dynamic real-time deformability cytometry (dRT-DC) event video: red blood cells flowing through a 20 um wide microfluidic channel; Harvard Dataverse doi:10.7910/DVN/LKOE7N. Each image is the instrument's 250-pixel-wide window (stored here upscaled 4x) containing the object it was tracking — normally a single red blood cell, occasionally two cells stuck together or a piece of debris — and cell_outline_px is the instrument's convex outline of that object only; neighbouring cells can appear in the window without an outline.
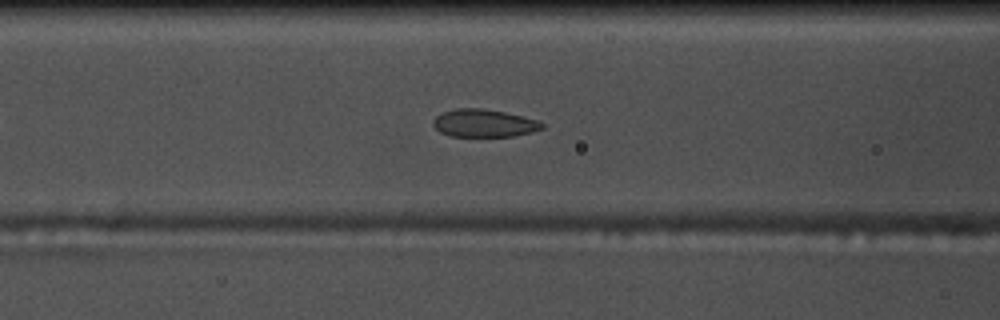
{"species": "common noctule bat (a hibernating species)", "species_latin": "Nyctalus noctula", "temperature_condition": "warm", "stored_images_in_passage": 47, "camera_frame_rate_fps": 3000, "um_per_image_px": 0.085, "animal": {"sex": "male", "body_mass_g": 17.5, "forearm_length_mm": 52.3}, "frame": {"image": 1, "passage_image": 13, "time_ms": 4.0, "image_size_px": [1000, 320], "cell_outline_px": [[544, 128], [532, 132], [512, 136], [452, 136], [440, 132], [432, 124], [432, 120], [436, 116], [444, 112], [456, 108], [480, 108], [504, 112], [524, 116], [536, 120], [544, 124]], "centroid_in_image_um": [41.14, 10.47], "position_along_channel_um": 125.5, "area_um2": 17.51}}
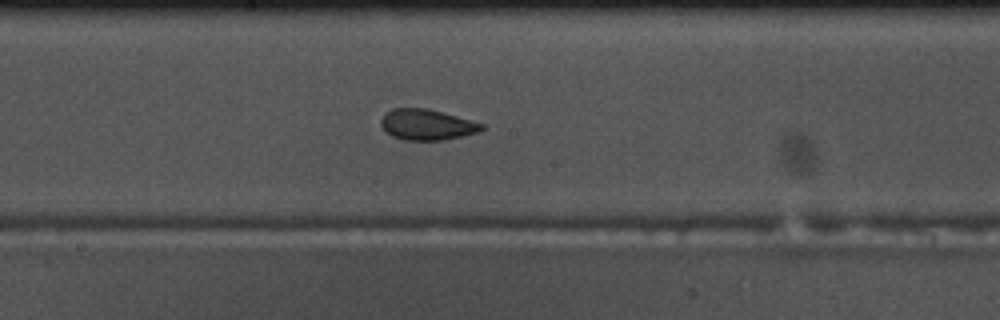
{"frame": {"image": 2, "passage_image": 20, "time_ms": 6.333, "image_size_px": [1000, 320], "cell_outline_px": [[484, 128], [480, 132], [464, 136], [444, 140], [404, 140], [392, 136], [380, 124], [380, 120], [384, 112], [392, 108], [428, 108], [484, 124]], "centroid_in_image_um": [36.28, 10.59], "position_along_channel_um": 211.9, "area_um2": 18.15}}
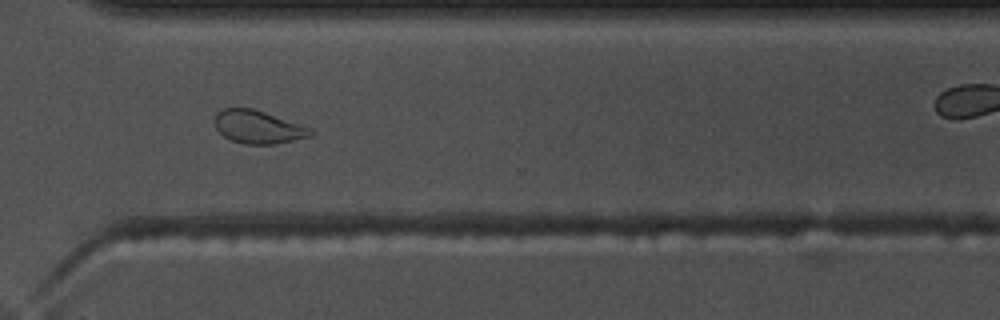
{"frame": {"image": 3, "passage_image": 31, "time_ms": 10.0, "image_size_px": [1000, 320], "cell_outline_px": [[312, 136], [276, 144], [248, 144], [232, 140], [224, 136], [216, 128], [216, 112], [224, 108], [252, 108], [312, 128]], "centroid_in_image_um": [21.95, 10.79], "position_along_channel_um": 348.6, "area_um2": 18.21}, "authors_computed_cell_mechanics": {"area_um2": 18.5538, "velocity_mm_per_s": 3.7244, "shape_relaxation_time_tau1_ms": 5.4391, "shape_relaxation_time_tau2_ms": 1.2256, "deformation_change_tau1": 0.1486, "deformation_change_tau2": 0.0688}}